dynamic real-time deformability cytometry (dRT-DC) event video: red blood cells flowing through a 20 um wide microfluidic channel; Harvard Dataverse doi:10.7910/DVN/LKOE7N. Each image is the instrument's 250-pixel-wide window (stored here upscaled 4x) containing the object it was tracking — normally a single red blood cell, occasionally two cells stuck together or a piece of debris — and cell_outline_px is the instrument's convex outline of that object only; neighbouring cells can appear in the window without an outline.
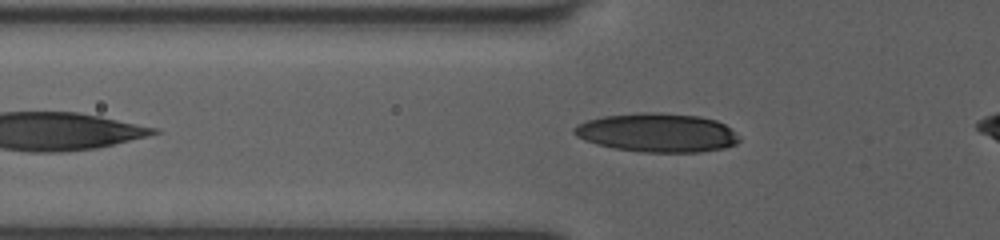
{"species": "human", "species_latin": "Homo sapiens", "temperature_condition": "room temperature", "stored_images_in_passage": 33, "camera_frame_rate_fps": 3000, "um_per_image_px": 0.085, "donor": {"sex": "female"}, "frame": {"image": 1, "passage_image": 3, "time_ms": 0.667, "image_size_px": [1000, 240], "cell_outline_px": [[740, 140], [736, 144], [724, 148], [700, 152], [640, 152], [616, 148], [596, 144], [584, 140], [576, 136], [572, 132], [572, 128], [576, 124], [588, 120], [604, 116], [640, 112], [660, 112], [700, 116], [716, 120], [724, 124]], "centroid_in_image_um": [55.82, 11.27], "position_along_channel_um": 70.0, "area_um2": 37.34}}
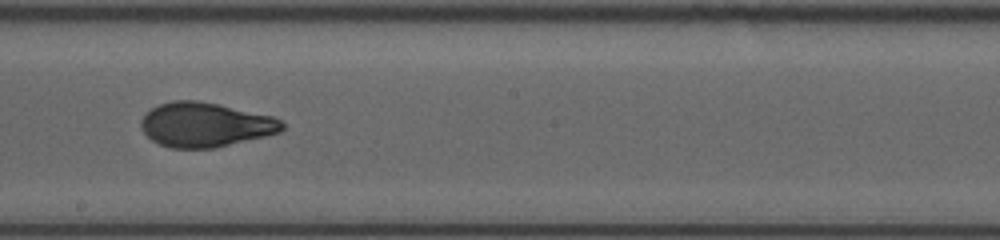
{"frame": {"image": 2, "passage_image": 15, "time_ms": 4.667, "image_size_px": [1000, 240], "cell_outline_px": [[284, 128], [280, 132], [216, 148], [172, 148], [160, 144], [152, 140], [140, 128], [140, 120], [152, 108], [160, 104], [172, 100], [196, 100], [216, 104], [272, 116], [280, 120], [284, 124]], "centroid_in_image_um": [17.43, 10.61], "position_along_channel_um": 230.8, "area_um2": 36.24}}
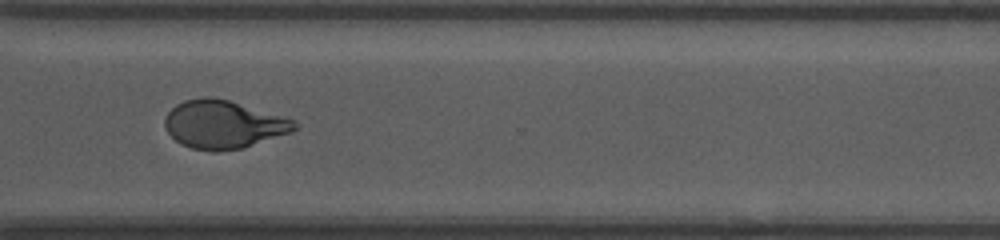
{"frame": {"image": 3, "passage_image": 24, "time_ms": 7.667, "image_size_px": [1000, 240], "cell_outline_px": [[296, 128], [292, 132], [244, 148], [216, 152], [192, 148], [180, 144], [168, 132], [164, 124], [164, 120], [168, 112], [176, 104], [184, 100], [204, 96], [212, 96], [228, 100], [288, 116], [296, 120]], "centroid_in_image_um": [19.03, 10.57], "position_along_channel_um": 351.6, "area_um2": 36.82}}